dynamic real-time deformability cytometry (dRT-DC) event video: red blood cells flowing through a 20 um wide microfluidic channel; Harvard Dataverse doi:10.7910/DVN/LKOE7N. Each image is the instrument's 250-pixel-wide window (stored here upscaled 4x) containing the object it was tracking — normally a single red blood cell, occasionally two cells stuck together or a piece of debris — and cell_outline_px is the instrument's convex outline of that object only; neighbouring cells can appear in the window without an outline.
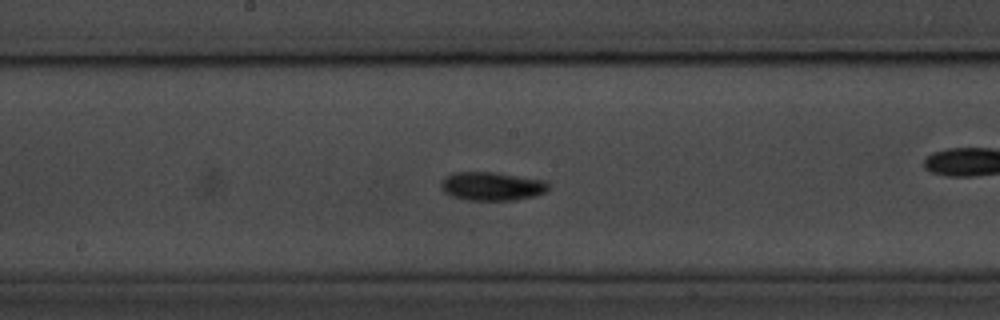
{"species": "common noctule bat (a hibernating species)", "species_latin": "Nyctalus noctula", "temperature_condition": "room temperature", "stored_images_in_passage": 40, "camera_frame_rate_fps": 3000, "um_per_image_px": 0.085, "animal": {"sex": "male", "body_mass_g": 20.1, "forearm_length_mm": 53.5}, "frame": {"image": 1, "passage_image": 12, "time_ms": 3.667, "image_size_px": [1000, 320], "cell_outline_px": [[548, 192], [536, 196], [516, 200], [468, 200], [452, 196], [444, 192], [440, 188], [440, 184], [444, 176], [452, 172], [496, 172], [548, 180]], "centroid_in_image_um": [41.84, 15.82], "position_along_channel_um": 206.4, "area_um2": 18.32}}